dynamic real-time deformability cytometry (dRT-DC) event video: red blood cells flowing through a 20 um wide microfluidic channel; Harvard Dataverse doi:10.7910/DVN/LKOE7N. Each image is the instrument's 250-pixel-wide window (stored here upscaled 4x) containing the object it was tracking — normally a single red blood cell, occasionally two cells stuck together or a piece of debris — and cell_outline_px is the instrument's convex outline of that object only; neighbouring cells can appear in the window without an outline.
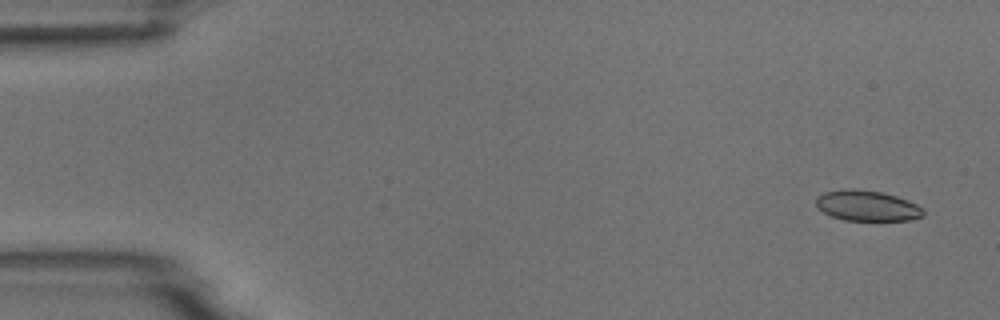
{"species": "common noctule bat (a hibernating species)", "species_latin": "Nyctalus noctula", "temperature_condition": "room temperature", "stored_images_in_passage": 8, "camera_frame_rate_fps": 3000, "um_per_image_px": 0.085, "animal": {"sex": "male", "body_mass_g": 18.8}, "frame": {"image": 1, "passage_image": 1, "time_ms": 0.0, "image_size_px": [1000, 320], "cell_outline_px": [[924, 216], [908, 220], [844, 220], [832, 216], [824, 212], [816, 204], [816, 196], [824, 192], [840, 188], [856, 188], [880, 192], [896, 196], [916, 204], [924, 212]], "centroid_in_image_um": [73.66, 17.47], "position_along_channel_um": 11.3, "area_um2": 19.02}}
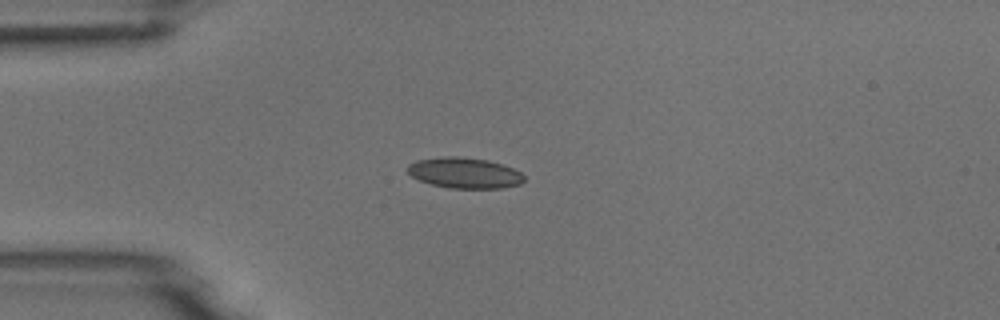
{"frame": {"image": 2, "passage_image": 4, "time_ms": 3.667, "image_size_px": [1000, 320], "cell_outline_px": [[524, 180], [520, 184], [504, 188], [448, 188], [432, 184], [420, 180], [412, 176], [408, 172], [408, 164], [416, 160], [444, 156], [456, 156], [488, 160], [512, 168], [520, 172], [524, 176]], "centroid_in_image_um": [39.48, 14.7], "position_along_channel_um": 45.5, "area_um2": 20.75}}